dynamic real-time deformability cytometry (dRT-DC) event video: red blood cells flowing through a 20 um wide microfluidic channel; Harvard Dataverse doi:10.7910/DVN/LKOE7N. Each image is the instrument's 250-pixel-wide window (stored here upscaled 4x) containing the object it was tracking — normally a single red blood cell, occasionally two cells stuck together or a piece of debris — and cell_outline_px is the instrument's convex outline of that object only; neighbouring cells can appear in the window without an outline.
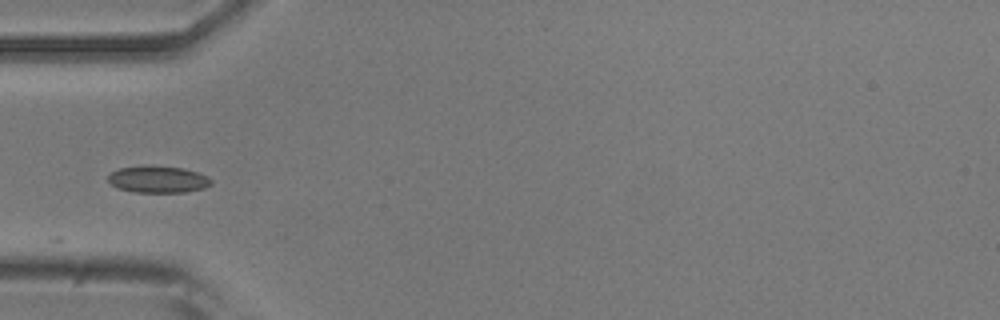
{"species": "common noctule bat (a hibernating species)", "species_latin": "Nyctalus noctula", "temperature_condition": "room temperature", "stored_images_in_passage": 14, "camera_frame_rate_fps": 3000, "um_per_image_px": 0.085, "animal": {"sex": "male", "body_mass_g": 20.5, "forearm_length_mm": 52.5}, "frame": {"image": 1, "passage_image": 1, "time_ms": 0.0, "image_size_px": [1000, 320], "cell_outline_px": [[212, 184], [204, 188], [184, 192], [136, 192], [116, 188], [108, 180], [108, 176], [112, 172], [120, 168], [148, 164], [152, 164], [184, 168], [208, 176], [212, 180]], "centroid_in_image_um": [13.44, 15.22], "position_along_channel_um": 71.6, "area_um2": 16.36}}
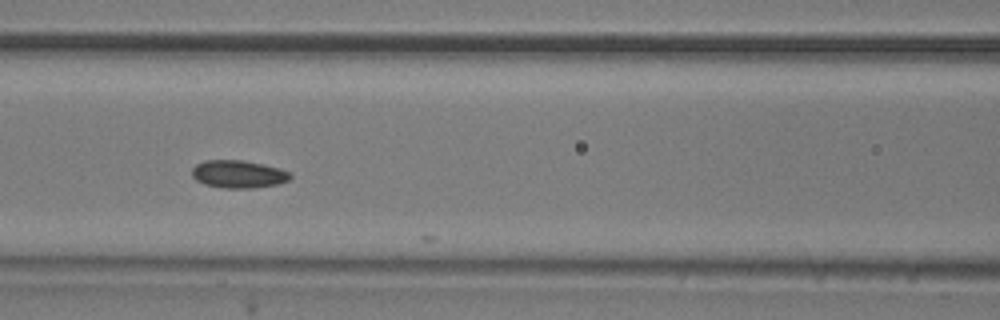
{"frame": {"image": 2, "passage_image": 7, "time_ms": 2.0, "image_size_px": [1000, 320], "cell_outline_px": [[292, 176], [288, 180], [280, 184], [252, 188], [224, 188], [204, 184], [196, 180], [192, 176], [192, 168], [196, 164], [204, 160], [244, 160], [264, 164], [280, 168], [292, 172]], "centroid_in_image_um": [20.29, 14.79], "position_along_channel_um": 146.3, "area_um2": 16.13}}
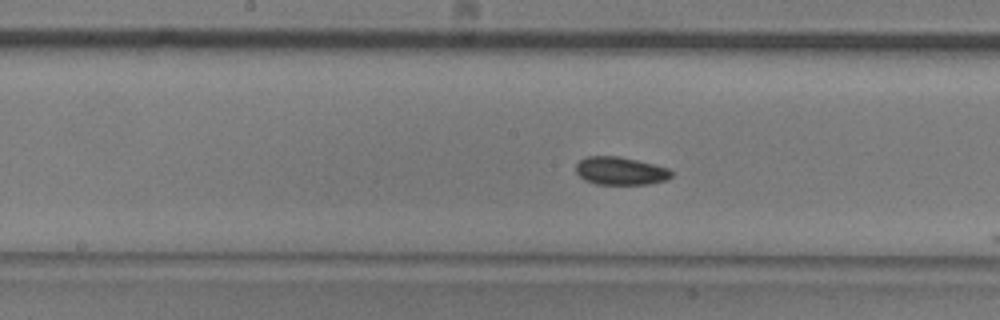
{"frame": {"image": 3, "passage_image": 11, "time_ms": 3.333, "image_size_px": [1000, 320], "cell_outline_px": [[672, 176], [668, 180], [648, 184], [596, 184], [584, 180], [576, 172], [576, 164], [580, 160], [588, 156], [616, 156], [636, 160], [668, 168], [672, 172]], "centroid_in_image_um": [52.73, 14.53], "position_along_channel_um": 195.5, "area_um2": 15.49}}